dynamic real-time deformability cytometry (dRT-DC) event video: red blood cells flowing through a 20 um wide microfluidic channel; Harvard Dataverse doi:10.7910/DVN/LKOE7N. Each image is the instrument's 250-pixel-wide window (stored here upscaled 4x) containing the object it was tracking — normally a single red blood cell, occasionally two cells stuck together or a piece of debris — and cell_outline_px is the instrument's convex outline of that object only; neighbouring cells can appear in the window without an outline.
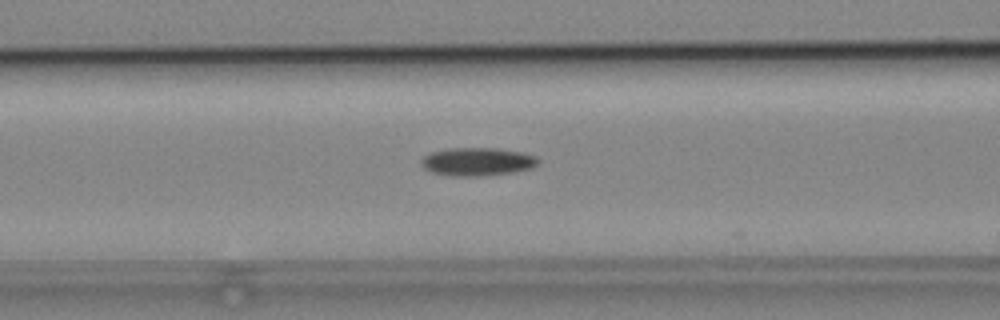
{"species": "common noctule bat (a hibernating species)", "species_latin": "Nyctalus noctula", "temperature_condition": "cold", "stored_images_in_passage": 4, "camera_frame_rate_fps": 3000, "um_per_image_px": 0.085, "animal": {"sex": "male", "body_mass_g": 19.2, "forearm_length_mm": 51.8}, "frame": {"image": 1, "passage_image": 3, "time_ms": 0.667, "image_size_px": [1000, 320], "cell_outline_px": [[540, 160], [532, 168], [512, 172], [476, 176], [452, 176], [432, 172], [424, 168], [420, 164], [420, 160], [424, 156], [432, 152], [448, 148], [496, 148], [524, 152], [536, 156]], "centroid_in_image_um": [40.57, 13.73], "position_along_channel_um": 126.0, "area_um2": 19.19}}